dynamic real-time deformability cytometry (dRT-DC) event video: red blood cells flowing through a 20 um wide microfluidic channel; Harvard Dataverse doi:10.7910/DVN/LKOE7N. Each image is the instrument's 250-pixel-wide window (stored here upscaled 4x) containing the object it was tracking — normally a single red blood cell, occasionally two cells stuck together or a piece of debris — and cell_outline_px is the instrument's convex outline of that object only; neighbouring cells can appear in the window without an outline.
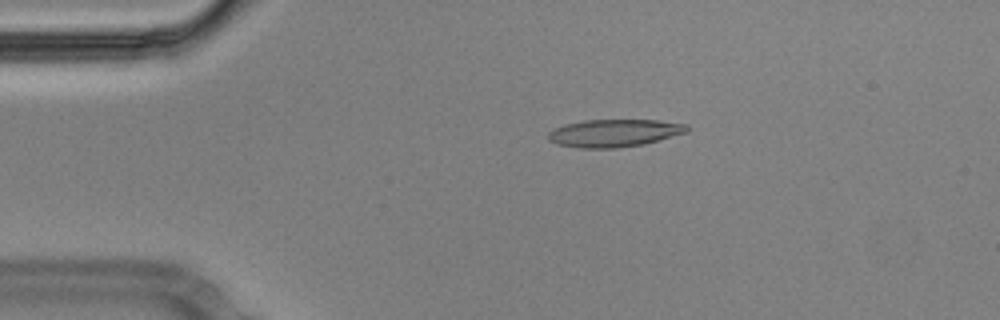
{"species": "Egyptian fruit bat (a non-hibernating species)", "species_latin": "Rousettus aegyptiacus", "temperature_condition": "cold", "stored_images_in_passage": 56, "camera_frame_rate_fps": 3000, "um_per_image_px": 0.085, "animal": {"sex": "male"}, "frame": {"image": 1, "passage_image": 11, "time_ms": 3.333, "image_size_px": [1000, 320], "cell_outline_px": [[688, 132], [644, 144], [616, 148], [576, 148], [556, 144], [548, 140], [548, 132], [552, 128], [564, 124], [584, 120], [656, 120], [688, 124]], "centroid_in_image_um": [52.17, 11.31], "position_along_channel_um": 32.8, "area_um2": 22.54}}
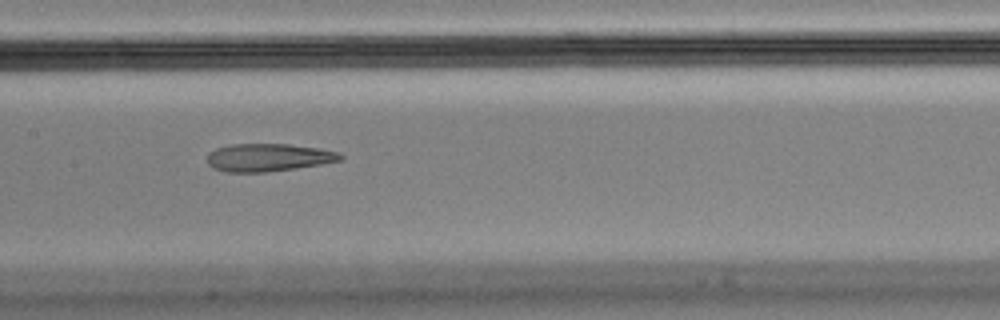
{"frame": {"image": 2, "passage_image": 27, "time_ms": 8.667, "image_size_px": [1000, 320], "cell_outline_px": [[344, 160], [320, 164], [264, 172], [224, 172], [212, 168], [208, 164], [208, 152], [216, 148], [228, 144], [288, 144], [320, 148], [340, 152], [344, 156]], "centroid_in_image_um": [22.8, 13.37], "position_along_channel_um": 184.6, "area_um2": 21.68}}
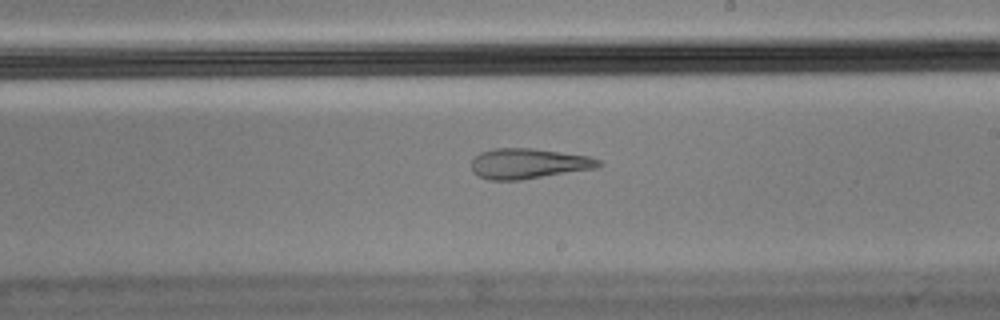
{"frame": {"image": 3, "passage_image": 32, "time_ms": 10.333, "image_size_px": [1000, 320], "cell_outline_px": [[604, 164], [600, 168], [520, 180], [488, 180], [472, 172], [472, 160], [480, 152], [492, 148], [532, 148], [588, 156], [600, 160]], "centroid_in_image_um": [44.95, 13.91], "position_along_channel_um": 244.0, "area_um2": 22.66}, "authors_computed_cell_mechanics": {"area_um2": 22.6576, "velocity_mm_per_s": 3.5868, "shape_relaxation_time_tau1_ms": null, "shape_relaxation_time_tau2_ms": 3.7945, "deformation_change_tau1": null, "deformation_change_tau2": 0.1453}}